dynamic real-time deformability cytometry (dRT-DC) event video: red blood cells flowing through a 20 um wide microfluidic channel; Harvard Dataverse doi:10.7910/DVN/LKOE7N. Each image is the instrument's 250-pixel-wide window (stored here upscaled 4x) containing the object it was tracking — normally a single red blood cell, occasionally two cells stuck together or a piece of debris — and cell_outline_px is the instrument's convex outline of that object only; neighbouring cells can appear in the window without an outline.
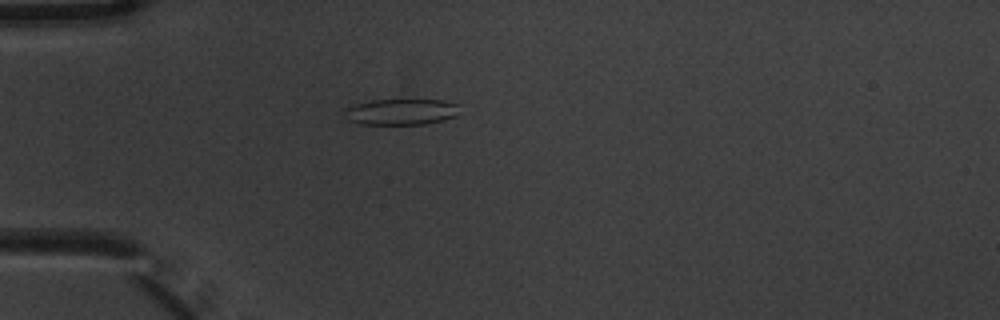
{"species": "common noctule bat (a hibernating species)", "species_latin": "Nyctalus noctula", "temperature_condition": "warm", "stored_images_in_passage": 1, "camera_frame_rate_fps": 3000, "um_per_image_px": 0.085, "animal": {"sex": "male", "body_mass_g": 20.1, "forearm_length_mm": 53.5}, "frame": {"image": 1, "passage_image": 1, "time_ms": 0.0, "image_size_px": [1000, 320], "cell_outline_px": [[460, 104], [456, 116], [444, 120], [424, 124], [360, 124], [348, 120], [344, 108], [356, 104], [372, 100], [444, 100]], "centroid_in_image_um": [34.13, 9.5], "position_along_channel_um": 50.9, "area_um2": 17.46}}